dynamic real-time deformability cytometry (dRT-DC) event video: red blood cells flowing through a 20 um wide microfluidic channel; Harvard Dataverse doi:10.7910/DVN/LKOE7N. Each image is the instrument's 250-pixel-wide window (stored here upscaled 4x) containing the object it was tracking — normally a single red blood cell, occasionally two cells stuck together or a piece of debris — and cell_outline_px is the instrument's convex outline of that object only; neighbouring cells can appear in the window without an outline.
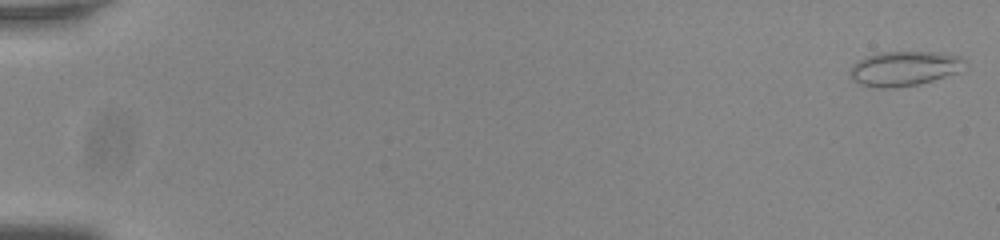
{"species": "common noctule bat (a hibernating species)", "species_latin": "Nyctalus noctula", "temperature_condition": "room temperature", "stored_images_in_passage": 53, "camera_frame_rate_fps": 3000, "um_per_image_px": 0.085, "animal": {"sex": "male", "body_mass_g": 20.0, "forearm_length_mm": 53.3}, "frame": {"image": 1, "passage_image": 1, "time_ms": 0.0, "image_size_px": [1000, 240], "cell_outline_px": [[968, 64], [956, 72], [932, 80], [916, 84], [892, 88], [876, 88], [860, 84], [852, 80], [848, 76], [848, 72], [852, 64], [868, 56], [880, 52], [936, 52], [960, 56]], "centroid_in_image_um": [76.81, 5.82], "position_along_channel_um": 8.2, "area_um2": 23.12}}
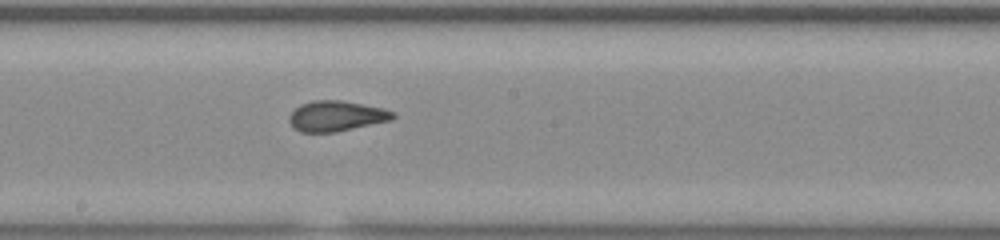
{"frame": {"image": 2, "passage_image": 32, "time_ms": 10.333, "image_size_px": [1000, 240], "cell_outline_px": [[396, 116], [392, 120], [336, 132], [300, 132], [288, 120], [288, 116], [300, 104], [312, 100], [340, 100], [384, 108], [396, 112]], "centroid_in_image_um": [28.62, 9.86], "position_along_channel_um": 219.6, "area_um2": 18.44}}
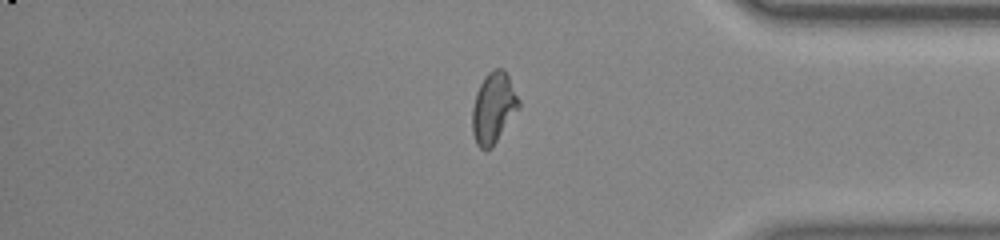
{"frame": {"image": 3, "passage_image": 47, "time_ms": 15.333, "image_size_px": [1000, 240], "cell_outline_px": [[520, 108], [492, 148], [480, 148], [476, 144], [472, 132], [472, 108], [476, 92], [484, 76], [492, 68], [504, 68], [520, 100]], "centroid_in_image_um": [41.95, 9.15], "position_along_channel_um": 393.3, "area_um2": 19.42}}